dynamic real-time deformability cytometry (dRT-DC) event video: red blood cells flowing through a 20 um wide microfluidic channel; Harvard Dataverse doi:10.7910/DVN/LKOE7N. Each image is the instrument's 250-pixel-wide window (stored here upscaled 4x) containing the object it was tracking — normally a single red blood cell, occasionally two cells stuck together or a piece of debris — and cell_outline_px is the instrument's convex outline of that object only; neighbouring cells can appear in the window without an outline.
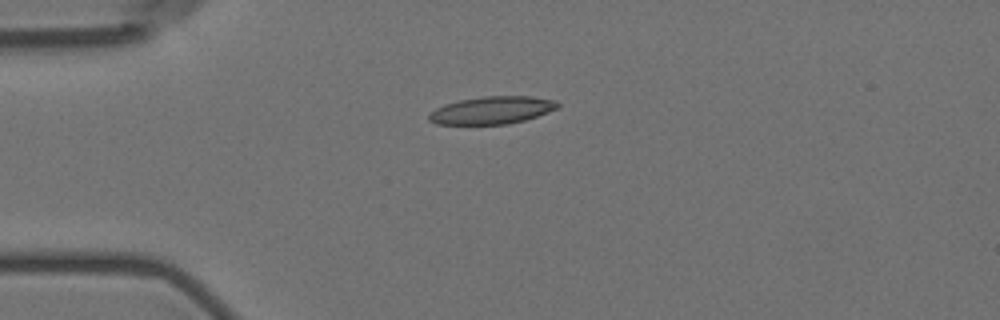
{"species": "Egyptian fruit bat (a non-hibernating species)", "species_latin": "Rousettus aegyptiacus", "temperature_condition": "room temperature", "stored_images_in_passage": 2, "camera_frame_rate_fps": 3000, "um_per_image_px": 0.085, "animal": {"sex": "female"}, "frame": {"image": 1, "passage_image": 1, "time_ms": 0.0, "image_size_px": [1000, 320], "cell_outline_px": [[560, 104], [556, 108], [548, 112], [524, 120], [508, 124], [436, 124], [428, 120], [428, 112], [444, 104], [460, 100], [484, 96], [532, 96], [556, 100]], "centroid_in_image_um": [41.79, 9.36], "position_along_channel_um": 43.2, "area_um2": 20.69}}